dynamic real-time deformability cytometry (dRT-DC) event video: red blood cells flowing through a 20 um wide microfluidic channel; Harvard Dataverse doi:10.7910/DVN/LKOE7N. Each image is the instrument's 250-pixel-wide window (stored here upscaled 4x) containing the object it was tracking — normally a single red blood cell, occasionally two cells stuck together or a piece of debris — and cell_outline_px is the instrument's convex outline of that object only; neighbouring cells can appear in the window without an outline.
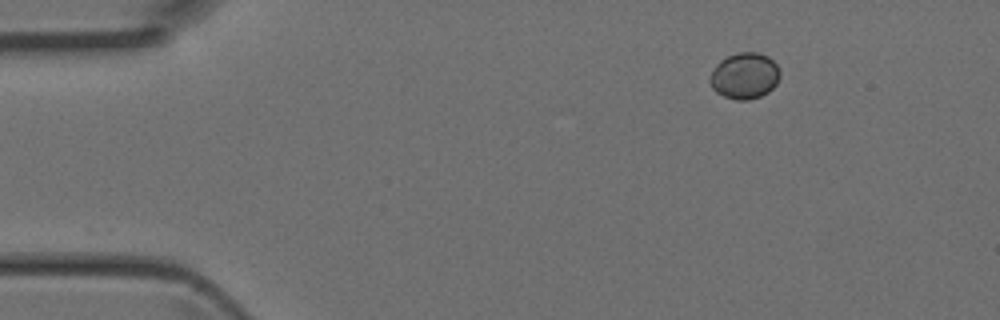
{"species": "Egyptian fruit bat (a non-hibernating species)", "species_latin": "Rousettus aegyptiacus", "temperature_condition": "room temperature", "stored_images_in_passage": 2, "camera_frame_rate_fps": 3000, "um_per_image_px": 0.085, "animal": {"sex": "female"}, "frame": {"image": 1, "passage_image": 2, "time_ms": 0.333, "image_size_px": [1000, 320], "cell_outline_px": [[780, 76], [776, 84], [768, 92], [760, 96], [748, 100], [736, 100], [724, 96], [716, 92], [712, 88], [708, 80], [716, 64], [720, 60], [736, 52], [756, 52], [768, 56], [776, 64], [780, 72]], "centroid_in_image_um": [63.28, 6.44], "position_along_channel_um": 21.7, "area_um2": 18.9}}